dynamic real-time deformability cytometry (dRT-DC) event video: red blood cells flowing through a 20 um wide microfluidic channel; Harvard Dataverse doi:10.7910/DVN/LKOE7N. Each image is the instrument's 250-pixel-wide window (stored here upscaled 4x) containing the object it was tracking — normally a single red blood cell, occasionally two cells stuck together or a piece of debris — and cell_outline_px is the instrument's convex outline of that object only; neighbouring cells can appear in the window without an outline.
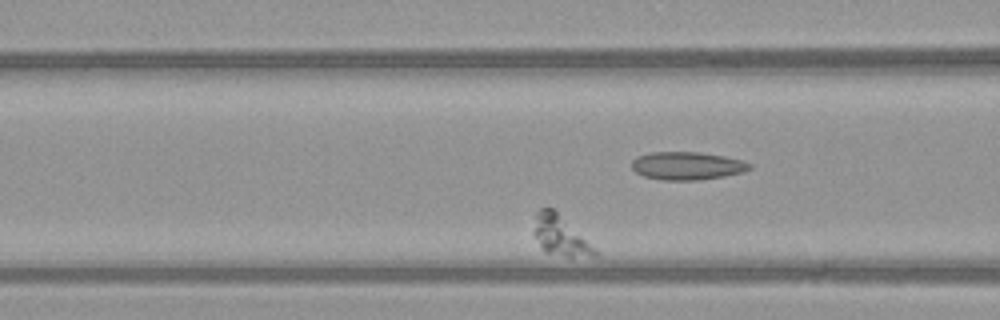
{"species": "common noctule bat (a hibernating species)", "species_latin": "Nyctalus noctula", "temperature_condition": "warm", "stored_images_in_passage": 47, "camera_frame_rate_fps": 3000, "um_per_image_px": 0.085, "animal": {"sex": "female", "body_mass_g": 21.9}, "frame": {"image": 1, "passage_image": 22, "time_ms": 7.0, "image_size_px": [1000, 320], "cell_outline_px": [[600, 256], [568, 256], [544, 252], [540, 248], [532, 232], [536, 212], [540, 208], [552, 208], [600, 252]], "centroid_in_image_um": [47.59, 20.04], "position_along_channel_um": 119.0, "area_um2": 14.05}}
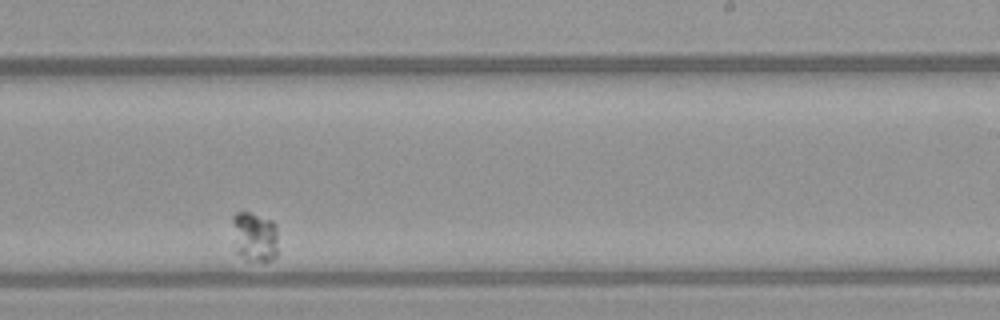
{"frame": {"image": 2, "passage_image": 37, "time_ms": 12.0, "image_size_px": [1000, 320], "cell_outline_px": [[276, 256], [272, 260], [244, 260], [236, 252], [232, 220], [232, 216], [236, 212], [248, 212], [272, 220], [276, 224]], "centroid_in_image_um": [21.62, 20.11], "position_along_channel_um": 267.4, "area_um2": 13.24}}
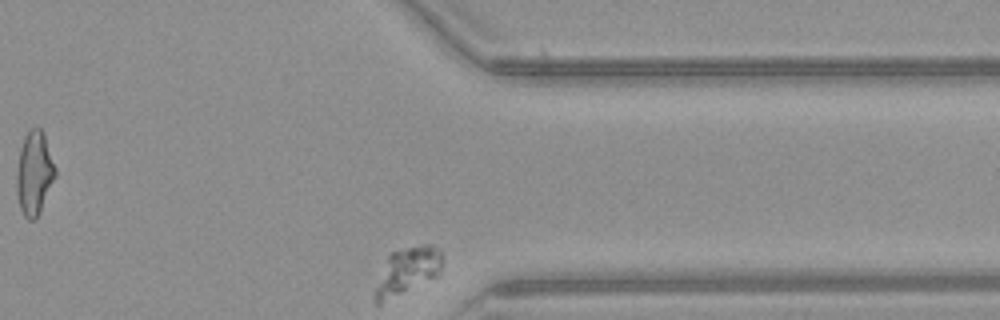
{"frame": {"image": 3, "passage_image": 47, "time_ms": 15.333, "image_size_px": [1000, 320], "cell_outline_px": [[440, 272], [436, 276], [380, 304], [376, 304], [376, 288], [388, 256], [392, 252], [424, 244], [432, 244], [440, 248]], "centroid_in_image_um": [34.65, 23.0], "position_along_channel_um": 376.8, "area_um2": 17.46}}